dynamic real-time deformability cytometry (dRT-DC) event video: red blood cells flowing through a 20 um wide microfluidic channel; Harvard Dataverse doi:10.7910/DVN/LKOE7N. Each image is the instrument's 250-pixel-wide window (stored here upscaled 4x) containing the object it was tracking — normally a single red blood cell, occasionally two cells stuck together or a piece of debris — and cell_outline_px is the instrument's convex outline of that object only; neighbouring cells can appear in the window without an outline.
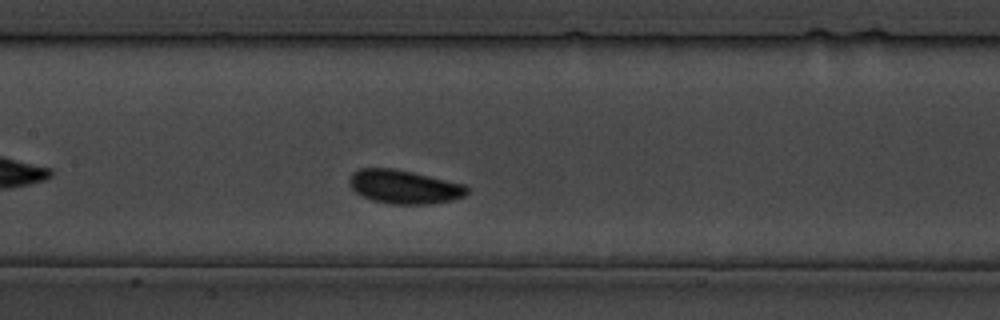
{"species": "common noctule bat (a hibernating species)", "species_latin": "Nyctalus noctula", "temperature_condition": "cold", "stored_images_in_passage": 20, "camera_frame_rate_fps": 3000, "um_per_image_px": 0.085, "animal": {"sex": "male", "body_mass_g": 19.5, "forearm_length_mm": 54.6}, "frame": {"image": 1, "passage_image": 20, "time_ms": 22.667, "image_size_px": [1000, 320], "cell_outline_px": [[468, 192], [464, 196], [452, 200], [428, 204], [392, 204], [372, 200], [360, 196], [348, 184], [348, 180], [352, 172], [360, 168], [392, 168], [412, 172], [464, 184], [468, 188]], "centroid_in_image_um": [34.31, 15.88], "position_along_channel_um": 173.1, "area_um2": 23.12}}